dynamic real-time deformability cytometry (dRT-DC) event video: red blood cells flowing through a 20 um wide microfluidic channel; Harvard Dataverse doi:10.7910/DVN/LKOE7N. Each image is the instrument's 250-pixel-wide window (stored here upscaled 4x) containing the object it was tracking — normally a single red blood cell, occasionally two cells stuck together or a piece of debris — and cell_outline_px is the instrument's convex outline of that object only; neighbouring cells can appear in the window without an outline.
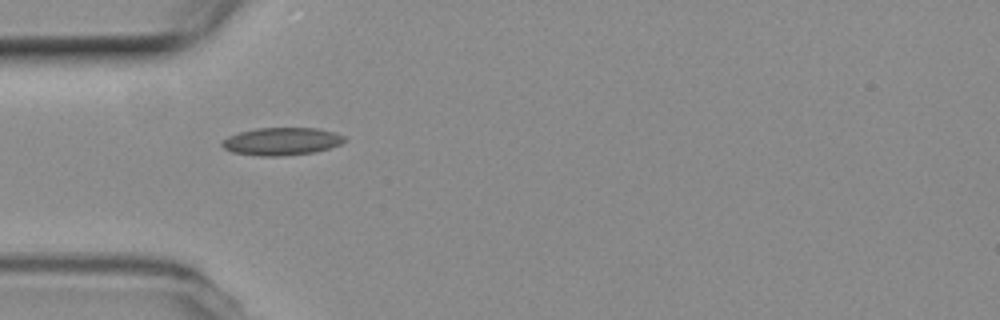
{"species": "common noctule bat (a hibernating species)", "species_latin": "Nyctalus noctula", "temperature_condition": "room temperature", "stored_images_in_passage": 5, "camera_frame_rate_fps": 3000, "um_per_image_px": 0.085, "animal": {"sex": "female", "body_mass_g": 19.3, "forearm_length_mm": 54.1}, "frame": {"image": 1, "passage_image": 1, "time_ms": 0.0, "image_size_px": [1000, 320], "cell_outline_px": [[348, 140], [340, 144], [316, 152], [280, 156], [260, 156], [232, 152], [224, 148], [220, 144], [220, 140], [228, 136], [240, 132], [256, 128], [316, 128], [336, 132], [344, 136]], "centroid_in_image_um": [23.93, 12.01], "position_along_channel_um": 61.1, "area_um2": 19.88}}
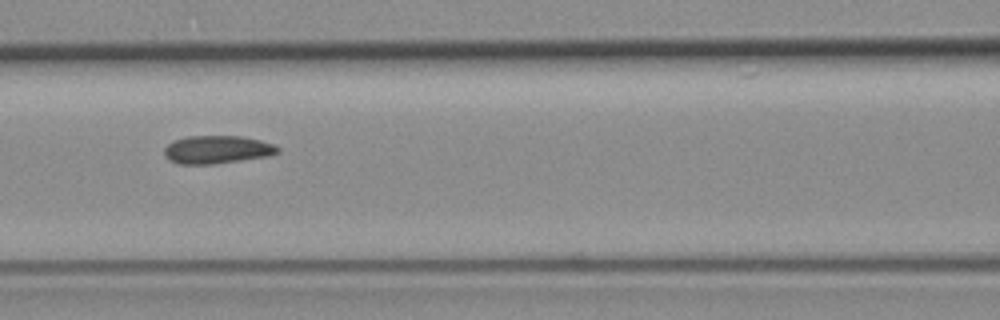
{"frame": {"image": 2, "passage_image": 3, "time_ms": 0.667, "image_size_px": [1000, 320], "cell_outline_px": [[280, 152], [268, 156], [212, 164], [176, 164], [168, 160], [164, 156], [164, 148], [172, 140], [188, 136], [240, 136], [260, 140], [272, 144], [280, 148]], "centroid_in_image_um": [18.4, 12.72], "position_along_channel_um": 148.2, "area_um2": 18.61}}
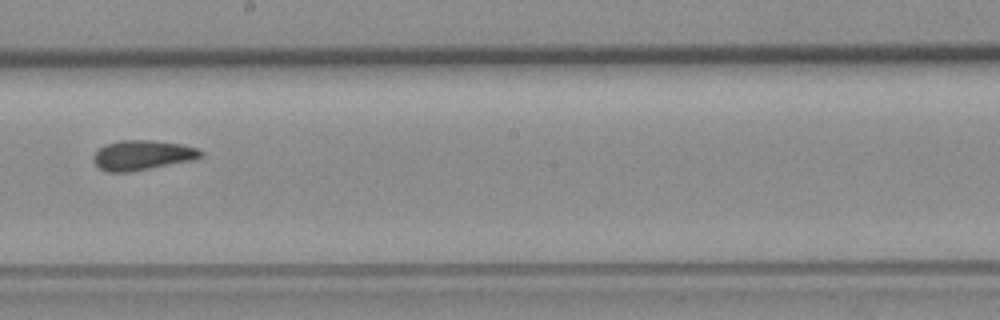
{"frame": {"image": 3, "passage_image": 5, "time_ms": 1.333, "image_size_px": [1000, 320], "cell_outline_px": [[204, 156], [192, 160], [128, 172], [108, 172], [100, 168], [92, 160], [92, 156], [104, 144], [120, 140], [152, 140], [180, 144], [196, 148], [204, 152]], "centroid_in_image_um": [12.08, 13.18], "position_along_channel_um": 236.1, "area_um2": 18.55}}